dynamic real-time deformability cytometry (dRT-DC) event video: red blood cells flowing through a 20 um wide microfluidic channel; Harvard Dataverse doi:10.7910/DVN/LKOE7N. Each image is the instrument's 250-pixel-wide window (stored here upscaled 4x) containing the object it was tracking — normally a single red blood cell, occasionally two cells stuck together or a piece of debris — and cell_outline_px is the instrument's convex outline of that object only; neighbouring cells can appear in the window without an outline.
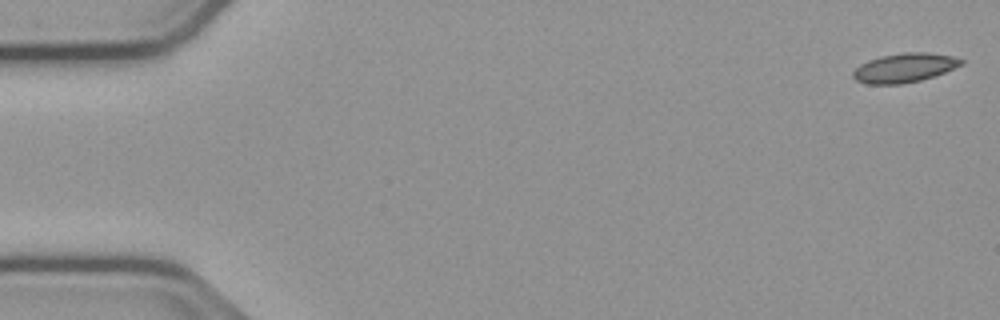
{"species": "common noctule bat (a hibernating species)", "species_latin": "Nyctalus noctula", "temperature_condition": "cold", "stored_images_in_passage": 54, "camera_frame_rate_fps": 3000, "um_per_image_px": 0.085, "animal": {"sex": "male", "body_mass_g": 23.1, "forearm_length_mm": 52.7}, "frame": {"image": 1, "passage_image": 1, "time_ms": 0.0, "image_size_px": [1000, 320], "cell_outline_px": [[964, 64], [944, 72], [920, 80], [900, 84], [868, 84], [856, 80], [852, 76], [852, 72], [860, 64], [868, 60], [880, 56], [904, 52], [928, 52], [952, 56], [964, 60]], "centroid_in_image_um": [76.86, 5.75], "position_along_channel_um": 8.1, "area_um2": 18.32}}
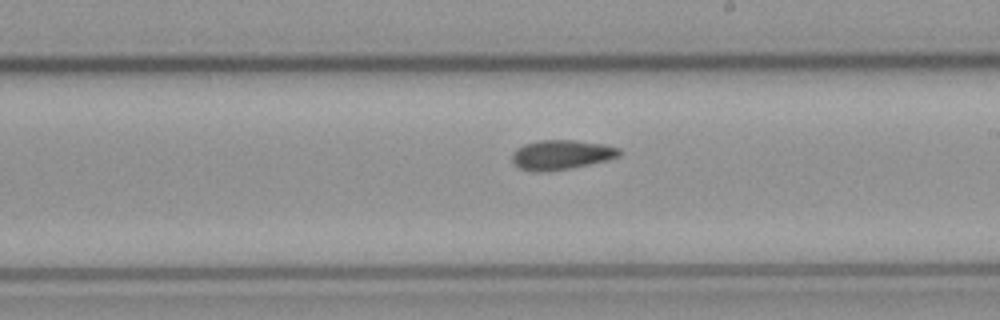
{"frame": {"image": 2, "passage_image": 31, "time_ms": 10.0, "image_size_px": [1000, 320], "cell_outline_px": [[620, 156], [608, 160], [572, 168], [552, 172], [532, 172], [520, 168], [512, 164], [512, 152], [516, 148], [524, 144], [540, 140], [576, 140], [604, 144], [620, 148]], "centroid_in_image_um": [47.69, 13.17], "position_along_channel_um": 241.3, "area_um2": 18.9}}
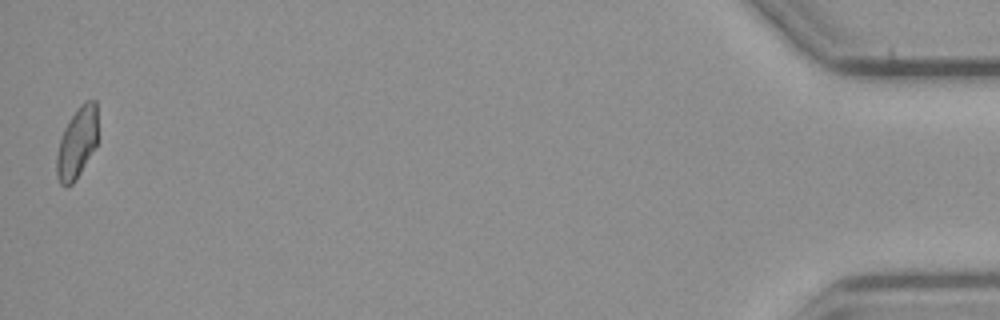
{"frame": {"image": 3, "passage_image": 54, "time_ms": 17.667, "image_size_px": [1000, 320], "cell_outline_px": [[96, 144], [80, 172], [72, 184], [68, 188], [64, 188], [60, 184], [56, 176], [56, 156], [60, 140], [64, 128], [68, 120], [80, 104], [84, 100], [96, 100]], "centroid_in_image_um": [6.5, 12.16], "position_along_channel_um": 428.7, "area_um2": 16.88}, "authors_computed_cell_mechanics": {"area_um2": 18.2648, "velocity_mm_per_s": 3.7537, "shape_relaxation_time_tau1_ms": null, "shape_relaxation_time_tau2_ms": 7.2769, "deformation_change_tau1": null, "deformation_change_tau2": 0.1097}}